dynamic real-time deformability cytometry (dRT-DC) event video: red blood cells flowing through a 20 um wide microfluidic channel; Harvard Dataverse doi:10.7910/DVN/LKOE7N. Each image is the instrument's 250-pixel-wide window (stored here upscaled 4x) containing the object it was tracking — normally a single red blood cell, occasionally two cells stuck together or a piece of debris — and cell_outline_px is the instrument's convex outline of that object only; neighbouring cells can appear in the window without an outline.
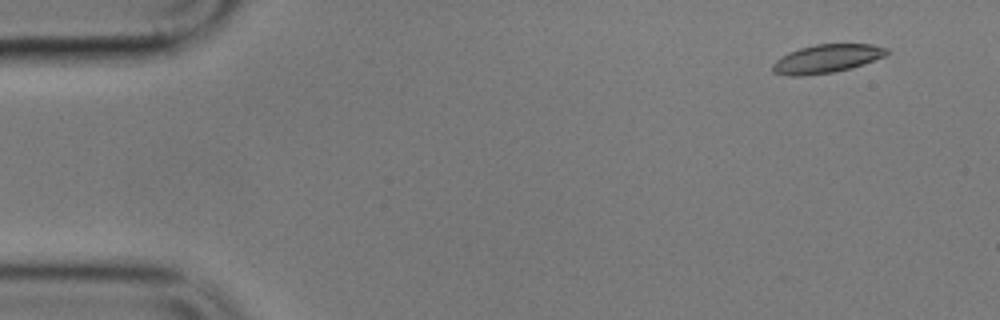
{"species": "common noctule bat (a hibernating species)", "species_latin": "Nyctalus noctula", "temperature_condition": "cold", "stored_images_in_passage": 5, "camera_frame_rate_fps": 3000, "um_per_image_px": 0.085, "animal": {"sex": "male", "body_mass_g": 17.9}, "frame": {"image": 1, "passage_image": 2, "time_ms": 1.0, "image_size_px": [1000, 320], "cell_outline_px": [[888, 52], [884, 56], [864, 64], [832, 72], [804, 76], [784, 76], [772, 72], [772, 64], [776, 60], [788, 52], [800, 48], [816, 44], [872, 44], [888, 48]], "centroid_in_image_um": [70.22, 4.99], "position_along_channel_um": 14.8, "area_um2": 18.9}}